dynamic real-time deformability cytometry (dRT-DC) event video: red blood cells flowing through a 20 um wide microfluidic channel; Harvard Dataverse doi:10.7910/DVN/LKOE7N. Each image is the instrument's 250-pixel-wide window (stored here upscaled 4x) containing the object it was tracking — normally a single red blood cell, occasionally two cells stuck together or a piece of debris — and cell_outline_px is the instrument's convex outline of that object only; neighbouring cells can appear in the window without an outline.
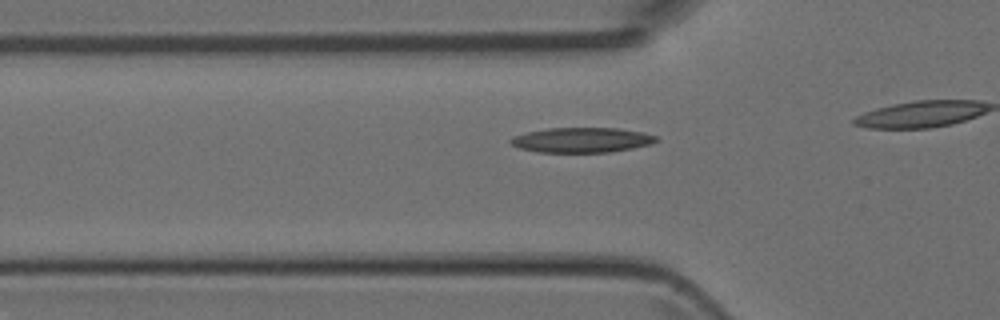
{"species": "Egyptian fruit bat (a non-hibernating species)", "species_latin": "Rousettus aegyptiacus", "temperature_condition": "room temperature", "stored_images_in_passage": 18, "camera_frame_rate_fps": 3000, "um_per_image_px": 0.085, "animal": {"sex": "female"}, "frame": {"image": 1, "passage_image": 13, "time_ms": 4.0, "image_size_px": [1000, 320], "cell_outline_px": [[660, 140], [652, 144], [632, 148], [608, 152], [536, 152], [520, 148], [512, 144], [508, 140], [512, 136], [528, 132], [548, 128], [616, 128], [644, 132], [656, 136]], "centroid_in_image_um": [49.46, 11.9], "position_along_channel_um": 76.3, "area_um2": 21.21}}
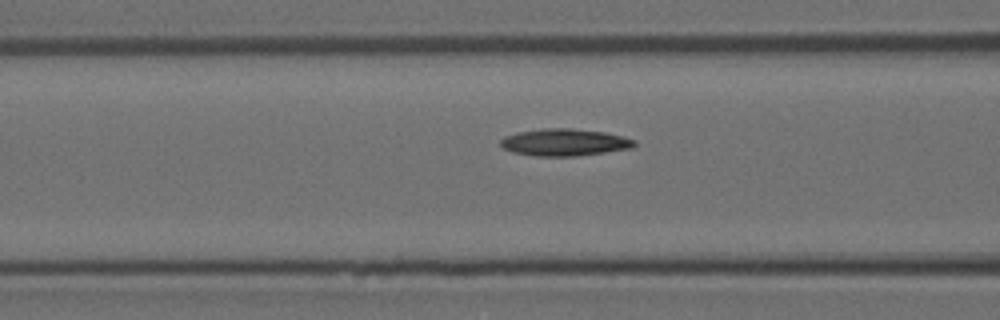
{"frame": {"image": 2, "passage_image": 16, "time_ms": 5.0, "image_size_px": [1000, 320], "cell_outline_px": [[636, 144], [632, 148], [576, 156], [536, 156], [512, 152], [504, 148], [500, 144], [500, 140], [504, 136], [516, 132], [544, 128], [572, 128], [604, 132], [624, 136], [636, 140]], "centroid_in_image_um": [47.98, 12.09], "position_along_channel_um": 118.6, "area_um2": 21.21}}